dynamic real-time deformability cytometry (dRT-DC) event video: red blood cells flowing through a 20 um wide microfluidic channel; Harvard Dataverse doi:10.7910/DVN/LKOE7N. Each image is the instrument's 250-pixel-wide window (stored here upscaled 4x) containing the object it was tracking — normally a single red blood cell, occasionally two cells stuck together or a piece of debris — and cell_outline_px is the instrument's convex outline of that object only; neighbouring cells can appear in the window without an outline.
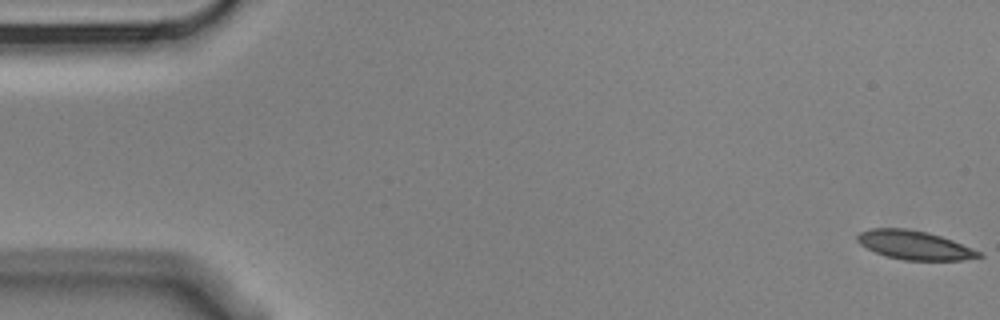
{"species": "Egyptian fruit bat (a non-hibernating species)", "species_latin": "Rousettus aegyptiacus", "temperature_condition": "cold", "stored_images_in_passage": 6, "camera_frame_rate_fps": 3000, "um_per_image_px": 0.085, "animal": {"sex": "male"}, "frame": {"image": 1, "passage_image": 1, "time_ms": 0.0, "image_size_px": [1000, 320], "cell_outline_px": [[984, 256], [960, 260], [904, 260], [884, 256], [860, 244], [856, 240], [856, 236], [860, 232], [872, 228], [904, 228], [928, 232], [952, 240], [980, 252]], "centroid_in_image_um": [77.69, 20.83], "position_along_channel_um": 7.3, "area_um2": 20.23}}